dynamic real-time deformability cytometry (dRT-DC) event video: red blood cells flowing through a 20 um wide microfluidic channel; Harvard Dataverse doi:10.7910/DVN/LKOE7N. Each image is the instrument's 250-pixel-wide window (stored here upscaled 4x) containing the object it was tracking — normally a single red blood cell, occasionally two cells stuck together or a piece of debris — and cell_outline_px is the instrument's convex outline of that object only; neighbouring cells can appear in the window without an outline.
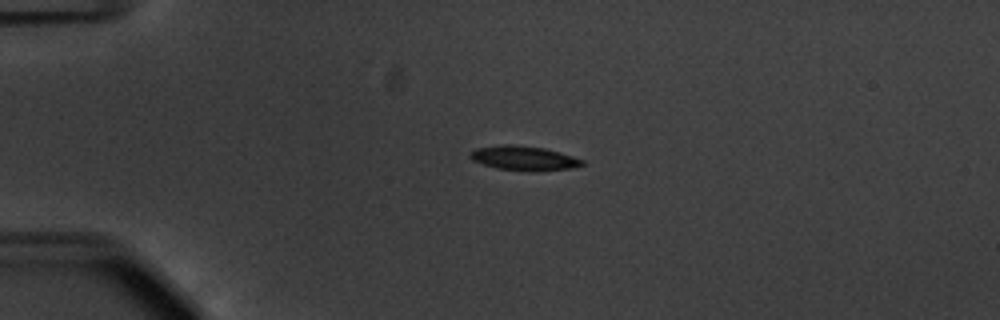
{"species": "common noctule bat (a hibernating species)", "species_latin": "Nyctalus noctula", "temperature_condition": "warm", "stored_images_in_passage": 43, "camera_frame_rate_fps": 3000, "um_per_image_px": 0.085, "animal": {"sex": "male", "body_mass_g": 20.1, "forearm_length_mm": 53.5}, "frame": {"image": 1, "passage_image": 2, "time_ms": 0.333, "image_size_px": [1000, 320], "cell_outline_px": [[584, 164], [572, 168], [496, 168], [472, 160], [468, 156], [476, 148], [500, 144], [512, 144], [544, 148], [560, 152], [584, 160]], "centroid_in_image_um": [44.47, 13.37], "position_along_channel_um": 40.5, "area_um2": 14.91}}
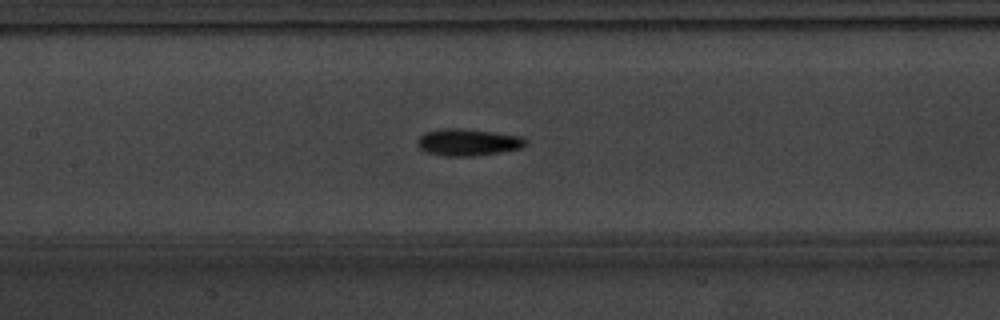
{"frame": {"image": 2, "passage_image": 15, "time_ms": 4.667, "image_size_px": [1000, 320], "cell_outline_px": [[524, 144], [520, 148], [500, 152], [476, 156], [444, 156], [428, 152], [420, 148], [416, 144], [416, 140], [424, 132], [444, 128], [460, 128], [492, 132], [520, 136], [524, 140]], "centroid_in_image_um": [39.7, 12.09], "position_along_channel_um": 167.7, "area_um2": 16.76}}
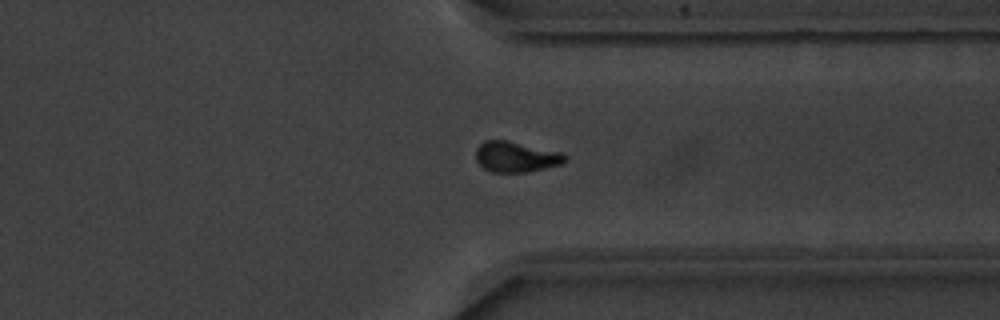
{"frame": {"image": 3, "passage_image": 31, "time_ms": 10.0, "image_size_px": [1000, 320], "cell_outline_px": [[568, 160], [564, 164], [528, 172], [492, 172], [484, 168], [476, 160], [476, 148], [484, 140], [508, 140], [564, 152], [568, 156]], "centroid_in_image_um": [43.93, 13.32], "position_along_channel_um": 367.5, "area_um2": 16.3}, "authors_computed_cell_mechanics": {"area_um2": 15.8372, "velocity_mm_per_s": 3.7584, "shape_relaxation_time_tau1_ms": 2.3366, "shape_relaxation_time_tau2_ms": 3.1372, "deformation_change_tau1": 0.1385, "deformation_change_tau2": 0.0917}}